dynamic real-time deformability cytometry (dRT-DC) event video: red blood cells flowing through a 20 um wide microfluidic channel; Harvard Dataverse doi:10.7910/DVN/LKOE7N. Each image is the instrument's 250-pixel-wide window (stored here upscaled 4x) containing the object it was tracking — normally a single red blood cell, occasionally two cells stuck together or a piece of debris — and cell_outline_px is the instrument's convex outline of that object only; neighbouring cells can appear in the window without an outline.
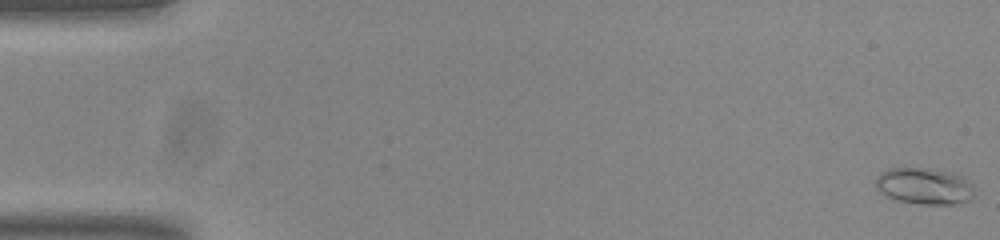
{"species": "common noctule bat (a hibernating species)", "species_latin": "Nyctalus noctula", "temperature_condition": "room temperature", "stored_images_in_passage": 55, "camera_frame_rate_fps": 3000, "um_per_image_px": 0.085, "animal": {"sex": "male", "body_mass_g": 20.0, "forearm_length_mm": 53.3}, "frame": {"image": 1, "passage_image": 1, "time_ms": 0.0, "image_size_px": [1000, 240], "cell_outline_px": [[972, 196], [968, 200], [952, 204], [920, 204], [896, 200], [880, 192], [876, 188], [876, 176], [880, 172], [888, 168], [932, 168], [952, 172], [960, 176], [972, 184]], "centroid_in_image_um": [78.52, 15.8], "position_along_channel_um": 6.5, "area_um2": 20.92}}
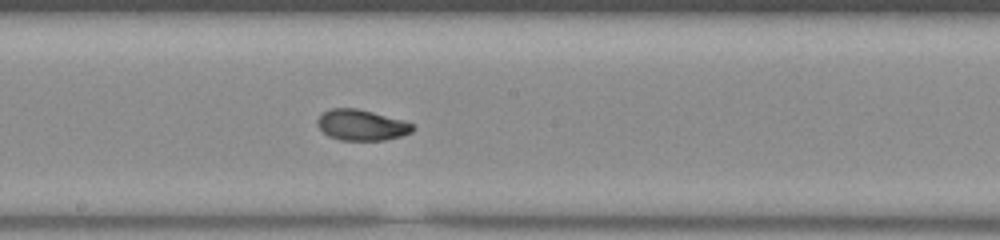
{"frame": {"image": 2, "passage_image": 30, "time_ms": 9.667, "image_size_px": [1000, 240], "cell_outline_px": [[416, 128], [412, 132], [400, 136], [384, 140], [340, 140], [328, 136], [316, 124], [316, 120], [328, 108], [356, 108], [404, 120], [412, 124]], "centroid_in_image_um": [30.72, 10.63], "position_along_channel_um": 217.5, "area_um2": 17.11}}
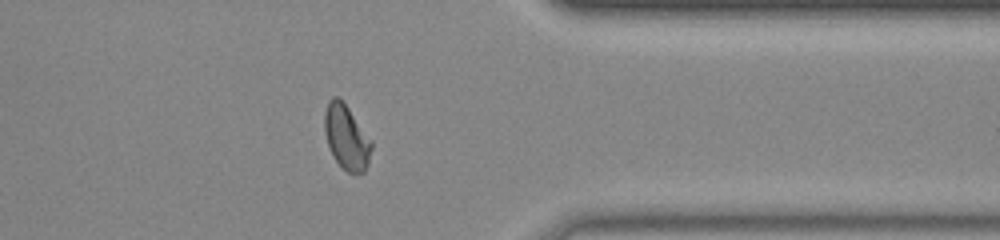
{"frame": {"image": 3, "passage_image": 44, "time_ms": 14.333, "image_size_px": [1000, 240], "cell_outline_px": [[372, 148], [368, 164], [364, 172], [356, 176], [348, 172], [336, 160], [328, 144], [324, 132], [324, 112], [328, 100], [332, 96], [336, 96], [348, 108], [372, 140]], "centroid_in_image_um": [29.46, 11.68], "position_along_channel_um": 381.9, "area_um2": 17.63}, "authors_computed_cell_mechanics": {"area_um2": 17.1088, "velocity_mm_per_s": 3.7598, "shape_relaxation_time_tau1_ms": 6.9043, "shape_relaxation_time_tau2_ms": 1.8901, "deformation_change_tau1": 0.1791, "deformation_change_tau2": 0.0594}}